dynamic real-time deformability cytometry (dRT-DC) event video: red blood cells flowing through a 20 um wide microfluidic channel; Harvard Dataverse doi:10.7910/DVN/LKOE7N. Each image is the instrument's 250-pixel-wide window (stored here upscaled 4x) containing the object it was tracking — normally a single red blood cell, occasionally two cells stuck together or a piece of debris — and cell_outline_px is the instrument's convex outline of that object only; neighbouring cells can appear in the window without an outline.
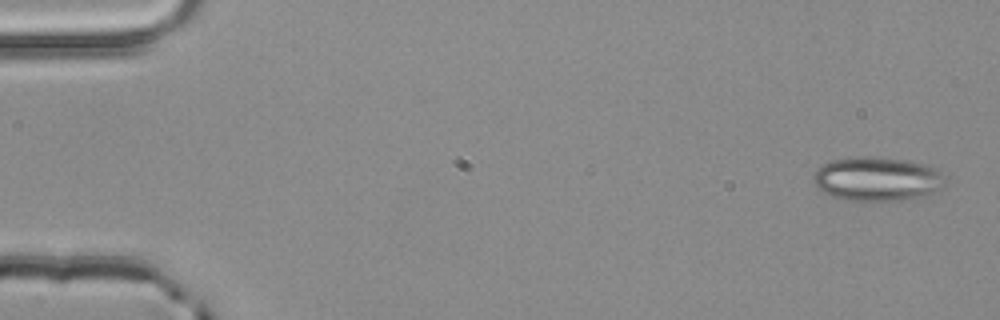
{"species": "common noctule bat (a hibernating species)", "species_latin": "Nyctalus noctula", "temperature_condition": "room temperature", "stored_images_in_passage": 3, "camera_frame_rate_fps": 3000, "um_per_image_px": 0.085, "animal": {"sex": "male", "body_mass_g": 20.4}, "frame": {"image": 1, "passage_image": 1, "time_ms": 0.0, "image_size_px": [1000, 320], "cell_outline_px": [[944, 188], [932, 196], [912, 200], [852, 200], [832, 196], [824, 192], [812, 180], [812, 176], [816, 168], [820, 164], [832, 160], [852, 156], [872, 156], [908, 160], [924, 164], [940, 172], [944, 184]], "centroid_in_image_um": [74.58, 15.21], "position_along_channel_um": 10.4, "area_um2": 34.33}}